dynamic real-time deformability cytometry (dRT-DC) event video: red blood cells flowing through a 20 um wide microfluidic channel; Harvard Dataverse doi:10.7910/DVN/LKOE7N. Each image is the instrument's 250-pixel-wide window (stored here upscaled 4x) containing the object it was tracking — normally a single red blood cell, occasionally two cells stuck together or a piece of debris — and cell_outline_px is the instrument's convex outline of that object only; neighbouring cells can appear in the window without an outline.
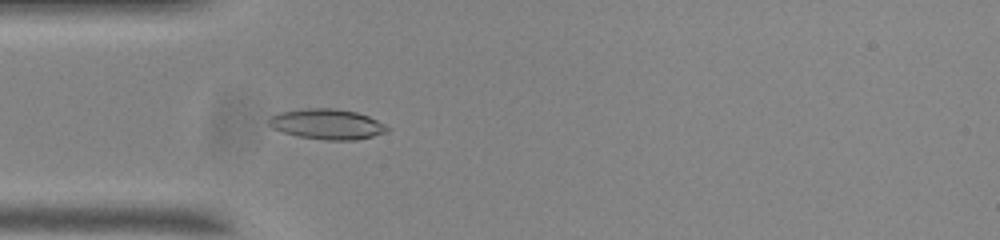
{"species": "common noctule bat (a hibernating species)", "species_latin": "Nyctalus noctula", "temperature_condition": "room temperature", "stored_images_in_passage": 54, "camera_frame_rate_fps": 3000, "um_per_image_px": 0.085, "animal": {"sex": "male", "body_mass_g": 20.0, "forearm_length_mm": 53.3}, "frame": {"image": 1, "passage_image": 15, "time_ms": 4.667, "image_size_px": [1000, 240], "cell_outline_px": [[392, 128], [388, 132], [356, 140], [324, 140], [296, 136], [272, 128], [268, 124], [268, 120], [272, 116], [280, 112], [304, 108], [336, 108], [356, 112], [368, 116]], "centroid_in_image_um": [27.82, 10.55], "position_along_channel_um": 57.2, "area_um2": 21.04}}
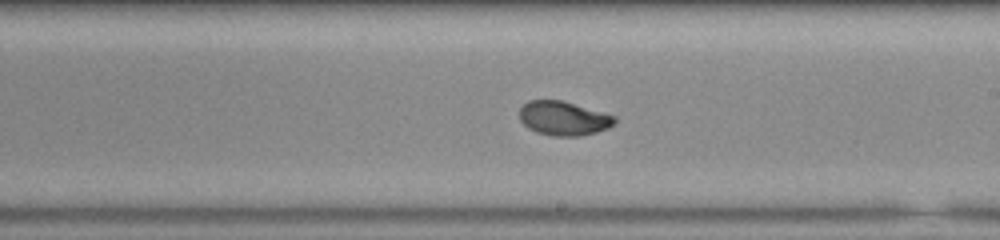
{"frame": {"image": 2, "passage_image": 30, "time_ms": 9.667, "image_size_px": [1000, 240], "cell_outline_px": [[616, 120], [608, 128], [596, 132], [580, 136], [552, 136], [536, 132], [528, 128], [520, 120], [520, 108], [528, 100], [560, 100], [616, 116]], "centroid_in_image_um": [47.88, 10.06], "position_along_channel_um": 241.1, "area_um2": 18.79}}
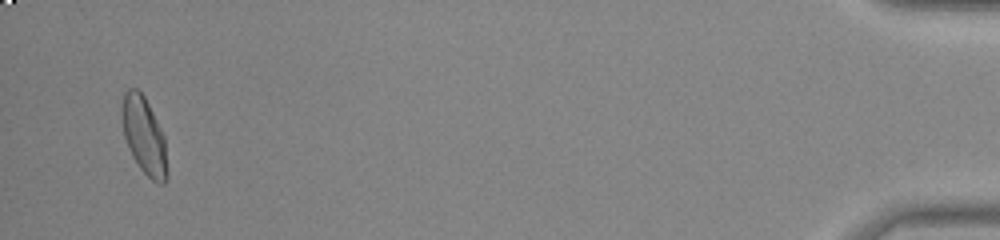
{"frame": {"image": 3, "passage_image": 52, "time_ms": 17.0, "image_size_px": [1000, 240], "cell_outline_px": [[168, 176], [164, 184], [160, 184], [152, 180], [140, 168], [132, 156], [128, 148], [124, 136], [120, 112], [120, 108], [124, 92], [128, 88], [136, 88], [144, 96], [164, 136], [168, 172]], "centroid_in_image_um": [12.23, 11.54], "position_along_channel_um": 423.0, "area_um2": 20.46}, "authors_computed_cell_mechanics": {"area_um2": 19.5075, "velocity_mm_per_s": 3.7198, "shape_relaxation_time_tau1_ms": 4.7426, "shape_relaxation_time_tau2_ms": 0.9413, "deformation_change_tau1": 0.1562, "deformation_change_tau2": 0.0446}}